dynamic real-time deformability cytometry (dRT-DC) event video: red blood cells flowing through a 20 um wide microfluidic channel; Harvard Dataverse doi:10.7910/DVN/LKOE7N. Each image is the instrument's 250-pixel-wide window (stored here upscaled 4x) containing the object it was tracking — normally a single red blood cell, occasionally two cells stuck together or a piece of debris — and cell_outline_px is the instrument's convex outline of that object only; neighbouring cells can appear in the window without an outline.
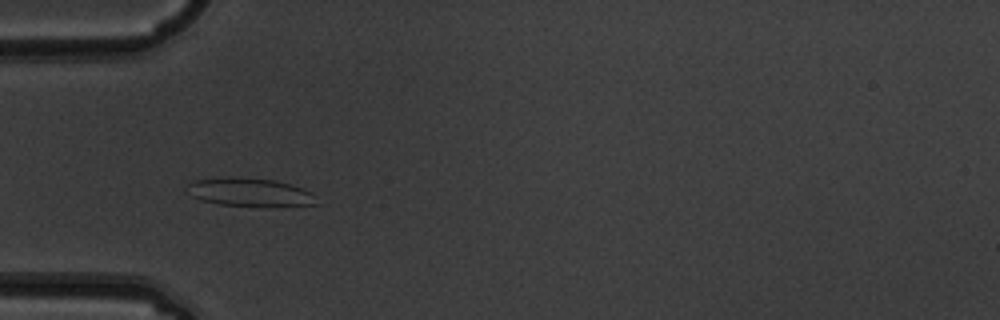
{"species": "common noctule bat (a hibernating species)", "species_latin": "Nyctalus noctula", "temperature_condition": "warm", "stored_images_in_passage": 8, "camera_frame_rate_fps": 3000, "um_per_image_px": 0.085, "animal": {"sex": "male", "body_mass_g": 19.5, "forearm_length_mm": 54.6}, "frame": {"image": 1, "passage_image": 5, "time_ms": 1.333, "image_size_px": [1000, 320], "cell_outline_px": [[316, 204], [220, 204], [200, 200], [192, 196], [188, 184], [196, 180], [232, 176], [276, 180], [292, 184], [312, 192]], "centroid_in_image_um": [21.19, 16.28], "position_along_channel_um": 63.8, "area_um2": 20.29}}
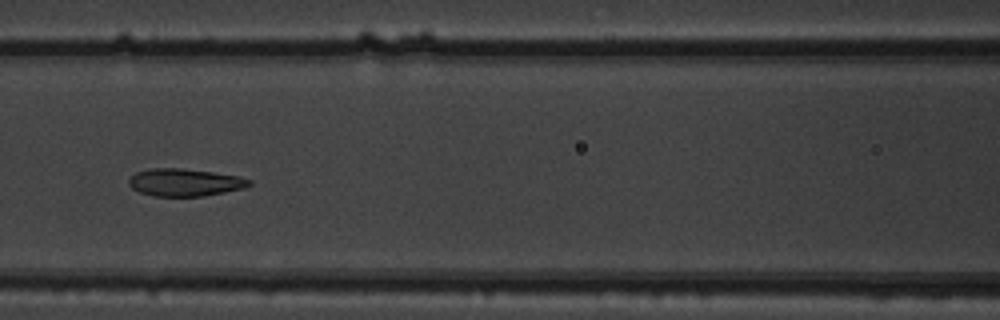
{"frame": {"image": 2, "passage_image": 7, "time_ms": 2.0, "image_size_px": [1000, 320], "cell_outline_px": [[252, 184], [244, 188], [204, 196], [152, 196], [140, 192], [132, 188], [128, 184], [128, 180], [136, 172], [152, 168], [184, 168], [240, 176], [252, 180]], "centroid_in_image_um": [15.72, 15.5], "position_along_channel_um": 150.9, "area_um2": 19.36}}
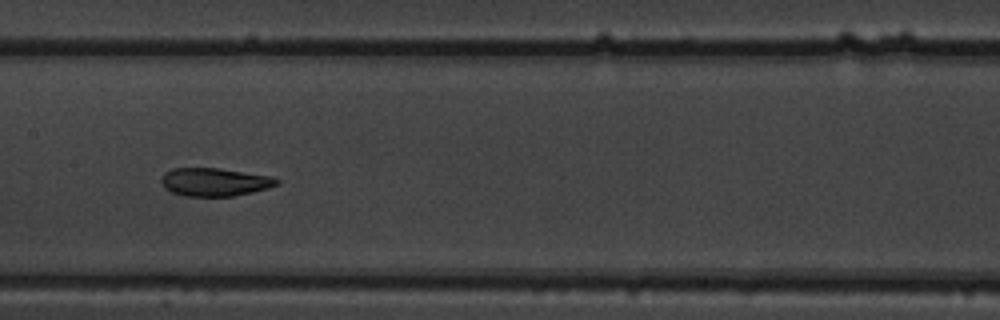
{"frame": {"image": 3, "passage_image": 8, "time_ms": 2.333, "image_size_px": [1000, 320], "cell_outline_px": [[280, 184], [268, 188], [252, 192], [232, 196], [184, 196], [172, 192], [164, 188], [160, 180], [164, 172], [172, 168], [216, 168], [272, 176], [280, 180]], "centroid_in_image_um": [18.24, 15.47], "position_along_channel_um": 189.2, "area_um2": 19.02}}